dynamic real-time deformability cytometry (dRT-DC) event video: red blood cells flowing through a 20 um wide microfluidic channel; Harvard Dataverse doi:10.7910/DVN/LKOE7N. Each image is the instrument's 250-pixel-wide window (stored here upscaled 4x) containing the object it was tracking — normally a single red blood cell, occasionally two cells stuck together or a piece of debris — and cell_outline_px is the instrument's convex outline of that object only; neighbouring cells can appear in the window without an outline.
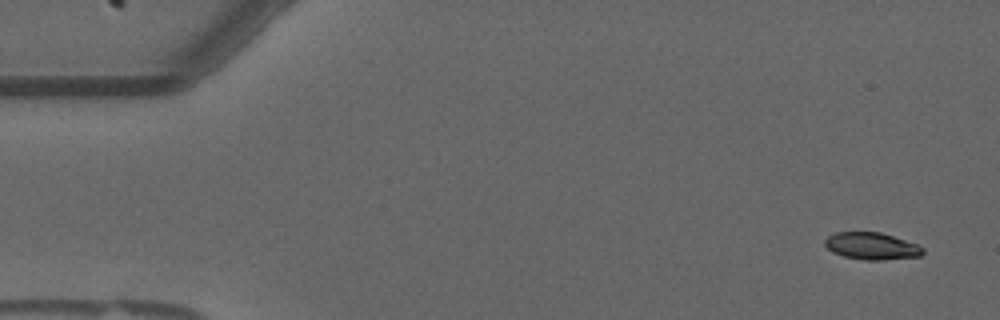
{"species": "common noctule bat (a hibernating species)", "species_latin": "Nyctalus noctula", "temperature_condition": "warm", "stored_images_in_passage": 56, "camera_frame_rate_fps": 3000, "um_per_image_px": 0.085, "animal": {"sex": "male", "forearm_length_mm": 52.5}, "frame": {"image": 1, "passage_image": 3, "time_ms": 0.667, "image_size_px": [1000, 320], "cell_outline_px": [[924, 252], [920, 256], [880, 260], [864, 260], [844, 256], [832, 252], [824, 244], [824, 240], [828, 236], [836, 232], [880, 232], [916, 244], [924, 248]], "centroid_in_image_um": [74.07, 20.91], "position_along_channel_um": 10.9, "area_um2": 15.32}}
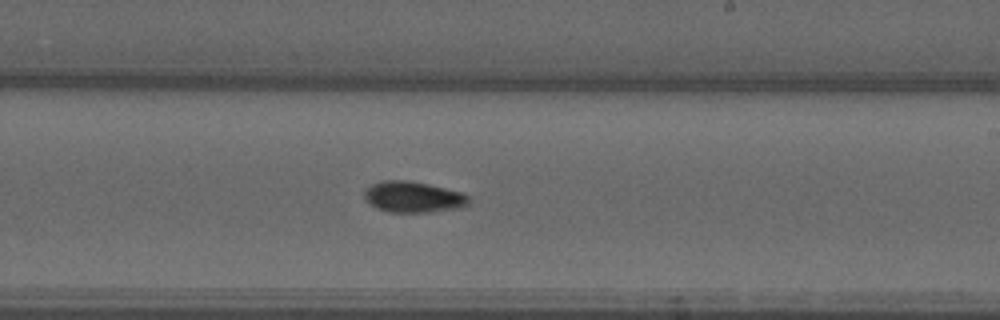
{"frame": {"image": 2, "passage_image": 33, "time_ms": 10.667, "image_size_px": [1000, 320], "cell_outline_px": [[468, 204], [460, 208], [428, 212], [388, 212], [376, 208], [364, 196], [364, 192], [372, 184], [384, 180], [408, 180], [428, 184], [460, 192], [468, 196]], "centroid_in_image_um": [35.12, 16.74], "position_along_channel_um": 253.9, "area_um2": 18.61}}
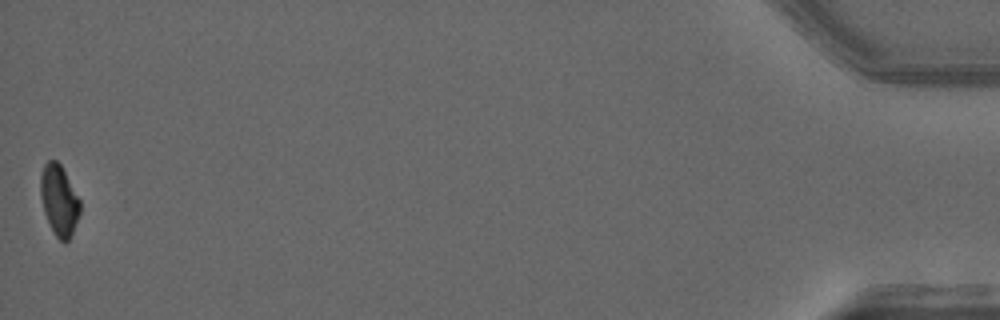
{"frame": {"image": 3, "passage_image": 56, "time_ms": 18.333, "image_size_px": [1000, 320], "cell_outline_px": [[80, 212], [72, 232], [68, 240], [64, 244], [56, 236], [44, 212], [40, 196], [40, 176], [44, 164], [48, 160], [56, 160], [60, 164], [80, 200]], "centroid_in_image_um": [5.01, 17.0], "position_along_channel_um": 430.2, "area_um2": 16.01}, "authors_computed_cell_mechanics": {"area_um2": 17.2822, "velocity_mm_per_s": 3.6423, "shape_relaxation_time_tau1_ms": 8.1911, "shape_relaxation_time_tau2_ms": 10.4194, "deformation_change_tau1": 0.1927, "deformation_change_tau2": 0.1024}}